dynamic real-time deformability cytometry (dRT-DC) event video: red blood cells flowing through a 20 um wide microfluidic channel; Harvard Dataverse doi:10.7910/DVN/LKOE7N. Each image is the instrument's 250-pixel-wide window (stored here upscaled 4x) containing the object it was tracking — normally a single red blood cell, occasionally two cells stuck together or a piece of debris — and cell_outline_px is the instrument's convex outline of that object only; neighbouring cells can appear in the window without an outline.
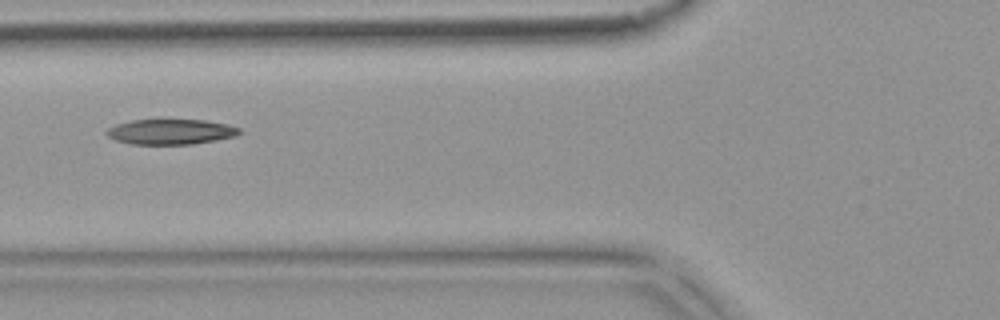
{"species": "common noctule bat (a hibernating species)", "species_latin": "Nyctalus noctula", "temperature_condition": "warm", "stored_images_in_passage": 4, "camera_frame_rate_fps": 3000, "um_per_image_px": 0.085, "animal": {"sex": "female", "body_mass_g": 18.4}, "frame": {"image": 1, "passage_image": 4, "time_ms": 1.0, "image_size_px": [1000, 320], "cell_outline_px": [[240, 132], [236, 136], [216, 140], [192, 144], [132, 144], [116, 140], [108, 136], [104, 132], [108, 128], [116, 124], [132, 120], [204, 120], [228, 124], [240, 128]], "centroid_in_image_um": [14.51, 11.2], "position_along_channel_um": 111.3, "area_um2": 19.48}}